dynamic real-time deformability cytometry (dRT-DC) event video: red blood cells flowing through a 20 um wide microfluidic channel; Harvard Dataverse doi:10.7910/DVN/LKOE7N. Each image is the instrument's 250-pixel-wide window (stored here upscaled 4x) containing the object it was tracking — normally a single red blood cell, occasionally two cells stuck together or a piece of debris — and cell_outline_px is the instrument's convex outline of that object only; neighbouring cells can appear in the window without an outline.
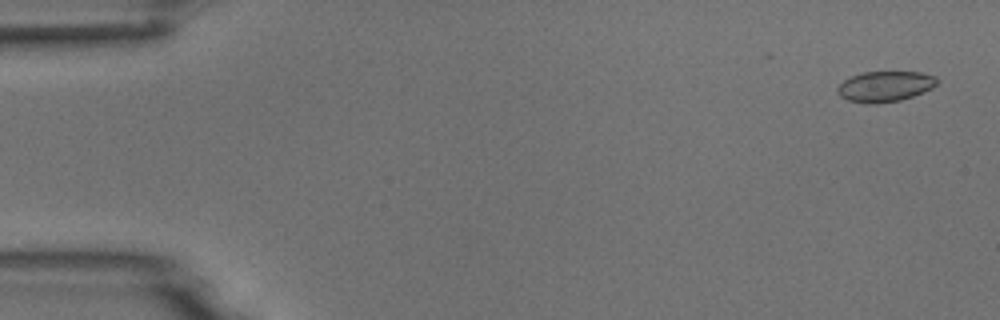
{"species": "common noctule bat (a hibernating species)", "species_latin": "Nyctalus noctula", "temperature_condition": "room temperature", "stored_images_in_passage": 5, "camera_frame_rate_fps": 3000, "um_per_image_px": 0.085, "animal": {"sex": "male", "body_mass_g": 18.8}, "frame": {"image": 1, "passage_image": 1, "time_ms": 0.0, "image_size_px": [1000, 320], "cell_outline_px": [[940, 80], [932, 88], [924, 92], [900, 100], [876, 104], [868, 104], [848, 100], [840, 96], [836, 92], [836, 88], [844, 80], [852, 76], [864, 72], [920, 72], [936, 76]], "centroid_in_image_um": [75.23, 7.35], "position_along_channel_um": 9.8, "area_um2": 17.8}}
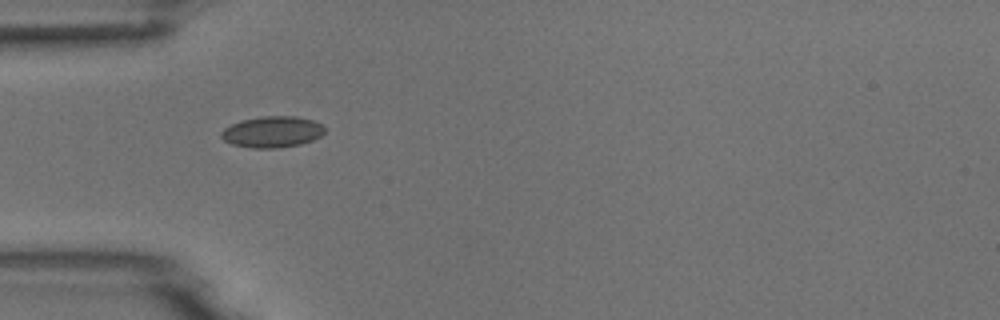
{"frame": {"image": 2, "passage_image": 5, "time_ms": 4.667, "image_size_px": [1000, 320], "cell_outline_px": [[328, 128], [320, 136], [312, 140], [300, 144], [276, 148], [252, 148], [232, 144], [224, 140], [220, 136], [220, 132], [224, 128], [240, 120], [260, 116], [296, 116], [312, 120], [324, 124]], "centroid_in_image_um": [23.16, 11.2], "position_along_channel_um": 61.8, "area_um2": 19.02}}